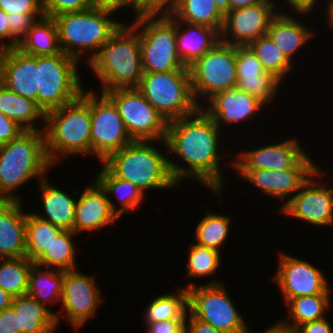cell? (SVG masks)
Segmentation results:
<instances>
[{
    "label": "cell",
    "instance_id": "1",
    "mask_svg": "<svg viewBox=\"0 0 333 333\" xmlns=\"http://www.w3.org/2000/svg\"><path fill=\"white\" fill-rule=\"evenodd\" d=\"M221 131L201 108L191 115L168 122L164 149L185 163L181 165L168 158L171 176L178 185L187 178H194L192 180L200 182L221 199L225 185L220 166L223 156L219 151Z\"/></svg>",
    "mask_w": 333,
    "mask_h": 333
},
{
    "label": "cell",
    "instance_id": "2",
    "mask_svg": "<svg viewBox=\"0 0 333 333\" xmlns=\"http://www.w3.org/2000/svg\"><path fill=\"white\" fill-rule=\"evenodd\" d=\"M51 167L43 130H24L0 145V200L23 201L18 188L33 178L40 182Z\"/></svg>",
    "mask_w": 333,
    "mask_h": 333
},
{
    "label": "cell",
    "instance_id": "3",
    "mask_svg": "<svg viewBox=\"0 0 333 333\" xmlns=\"http://www.w3.org/2000/svg\"><path fill=\"white\" fill-rule=\"evenodd\" d=\"M87 64L103 86L101 93L137 88L144 74L138 31L124 21Z\"/></svg>",
    "mask_w": 333,
    "mask_h": 333
},
{
    "label": "cell",
    "instance_id": "4",
    "mask_svg": "<svg viewBox=\"0 0 333 333\" xmlns=\"http://www.w3.org/2000/svg\"><path fill=\"white\" fill-rule=\"evenodd\" d=\"M44 133L52 165L70 155H91L90 90L83 89L73 102L47 112Z\"/></svg>",
    "mask_w": 333,
    "mask_h": 333
},
{
    "label": "cell",
    "instance_id": "5",
    "mask_svg": "<svg viewBox=\"0 0 333 333\" xmlns=\"http://www.w3.org/2000/svg\"><path fill=\"white\" fill-rule=\"evenodd\" d=\"M157 142L165 146V141H133L101 164L115 177L136 185L144 194L149 189L171 190L178 184L171 176L167 153L165 156L158 145L154 146Z\"/></svg>",
    "mask_w": 333,
    "mask_h": 333
},
{
    "label": "cell",
    "instance_id": "6",
    "mask_svg": "<svg viewBox=\"0 0 333 333\" xmlns=\"http://www.w3.org/2000/svg\"><path fill=\"white\" fill-rule=\"evenodd\" d=\"M114 13L96 9L63 13L54 16L58 28L61 51L80 62L82 55L89 53L87 63L98 53L120 28L123 21L110 17ZM117 21H116V20ZM91 54V55H90Z\"/></svg>",
    "mask_w": 333,
    "mask_h": 333
},
{
    "label": "cell",
    "instance_id": "7",
    "mask_svg": "<svg viewBox=\"0 0 333 333\" xmlns=\"http://www.w3.org/2000/svg\"><path fill=\"white\" fill-rule=\"evenodd\" d=\"M131 23L139 34L144 73L188 68L177 53L176 22L167 13L150 12Z\"/></svg>",
    "mask_w": 333,
    "mask_h": 333
},
{
    "label": "cell",
    "instance_id": "8",
    "mask_svg": "<svg viewBox=\"0 0 333 333\" xmlns=\"http://www.w3.org/2000/svg\"><path fill=\"white\" fill-rule=\"evenodd\" d=\"M137 89L167 122L191 115L200 108L192 92L188 68L144 73Z\"/></svg>",
    "mask_w": 333,
    "mask_h": 333
},
{
    "label": "cell",
    "instance_id": "9",
    "mask_svg": "<svg viewBox=\"0 0 333 333\" xmlns=\"http://www.w3.org/2000/svg\"><path fill=\"white\" fill-rule=\"evenodd\" d=\"M79 62L63 52L37 56L38 106L47 112L76 100L82 90Z\"/></svg>",
    "mask_w": 333,
    "mask_h": 333
},
{
    "label": "cell",
    "instance_id": "10",
    "mask_svg": "<svg viewBox=\"0 0 333 333\" xmlns=\"http://www.w3.org/2000/svg\"><path fill=\"white\" fill-rule=\"evenodd\" d=\"M204 285L188 283V311L197 319L207 322L224 333H253L229 297L220 280H208Z\"/></svg>",
    "mask_w": 333,
    "mask_h": 333
},
{
    "label": "cell",
    "instance_id": "11",
    "mask_svg": "<svg viewBox=\"0 0 333 333\" xmlns=\"http://www.w3.org/2000/svg\"><path fill=\"white\" fill-rule=\"evenodd\" d=\"M188 69L192 92L201 108V97L207 102L215 94L236 87V46L220 41Z\"/></svg>",
    "mask_w": 333,
    "mask_h": 333
},
{
    "label": "cell",
    "instance_id": "12",
    "mask_svg": "<svg viewBox=\"0 0 333 333\" xmlns=\"http://www.w3.org/2000/svg\"><path fill=\"white\" fill-rule=\"evenodd\" d=\"M116 106L133 141H165L168 122L137 88L103 92Z\"/></svg>",
    "mask_w": 333,
    "mask_h": 333
},
{
    "label": "cell",
    "instance_id": "13",
    "mask_svg": "<svg viewBox=\"0 0 333 333\" xmlns=\"http://www.w3.org/2000/svg\"><path fill=\"white\" fill-rule=\"evenodd\" d=\"M100 94L90 89L91 156L101 164L133 140L114 103Z\"/></svg>",
    "mask_w": 333,
    "mask_h": 333
},
{
    "label": "cell",
    "instance_id": "14",
    "mask_svg": "<svg viewBox=\"0 0 333 333\" xmlns=\"http://www.w3.org/2000/svg\"><path fill=\"white\" fill-rule=\"evenodd\" d=\"M96 282V277L83 274L78 269L64 271L61 307L60 311L55 313L57 326L60 317H63L78 330L96 316L103 300L101 289Z\"/></svg>",
    "mask_w": 333,
    "mask_h": 333
},
{
    "label": "cell",
    "instance_id": "15",
    "mask_svg": "<svg viewBox=\"0 0 333 333\" xmlns=\"http://www.w3.org/2000/svg\"><path fill=\"white\" fill-rule=\"evenodd\" d=\"M320 170L316 164L315 173L279 209V213L295 217L307 222L306 224H312V226H333V196L330 187L319 180L325 175V172Z\"/></svg>",
    "mask_w": 333,
    "mask_h": 333
},
{
    "label": "cell",
    "instance_id": "16",
    "mask_svg": "<svg viewBox=\"0 0 333 333\" xmlns=\"http://www.w3.org/2000/svg\"><path fill=\"white\" fill-rule=\"evenodd\" d=\"M278 268L273 275L284 302L298 296L330 294V283L323 271L304 259L285 253H278Z\"/></svg>",
    "mask_w": 333,
    "mask_h": 333
},
{
    "label": "cell",
    "instance_id": "17",
    "mask_svg": "<svg viewBox=\"0 0 333 333\" xmlns=\"http://www.w3.org/2000/svg\"><path fill=\"white\" fill-rule=\"evenodd\" d=\"M277 7L276 1L263 0L252 6L230 10L224 16L221 42L248 46L258 37L266 35L272 19L279 12Z\"/></svg>",
    "mask_w": 333,
    "mask_h": 333
},
{
    "label": "cell",
    "instance_id": "18",
    "mask_svg": "<svg viewBox=\"0 0 333 333\" xmlns=\"http://www.w3.org/2000/svg\"><path fill=\"white\" fill-rule=\"evenodd\" d=\"M315 168L316 163L307 154L294 168L286 171L265 169H235V171L239 177L255 185L264 195L286 200L280 206L281 209L315 173Z\"/></svg>",
    "mask_w": 333,
    "mask_h": 333
},
{
    "label": "cell",
    "instance_id": "19",
    "mask_svg": "<svg viewBox=\"0 0 333 333\" xmlns=\"http://www.w3.org/2000/svg\"><path fill=\"white\" fill-rule=\"evenodd\" d=\"M298 138L285 139L274 144L238 152L230 163L234 169H265L286 171L294 168L308 153L300 146Z\"/></svg>",
    "mask_w": 333,
    "mask_h": 333
},
{
    "label": "cell",
    "instance_id": "20",
    "mask_svg": "<svg viewBox=\"0 0 333 333\" xmlns=\"http://www.w3.org/2000/svg\"><path fill=\"white\" fill-rule=\"evenodd\" d=\"M236 88L258 98L265 105L273 102L282 82L264 70L248 46H236ZM272 101V102H271Z\"/></svg>",
    "mask_w": 333,
    "mask_h": 333
},
{
    "label": "cell",
    "instance_id": "21",
    "mask_svg": "<svg viewBox=\"0 0 333 333\" xmlns=\"http://www.w3.org/2000/svg\"><path fill=\"white\" fill-rule=\"evenodd\" d=\"M263 107L265 108L266 105L258 98L235 87L215 94L205 104H202L201 109L222 130L221 126H224V123L236 125L239 122L250 121V118L261 112L260 109Z\"/></svg>",
    "mask_w": 333,
    "mask_h": 333
},
{
    "label": "cell",
    "instance_id": "22",
    "mask_svg": "<svg viewBox=\"0 0 333 333\" xmlns=\"http://www.w3.org/2000/svg\"><path fill=\"white\" fill-rule=\"evenodd\" d=\"M80 194L75 205L73 231H96L107 225H114L119 217L112 211L105 191L94 180Z\"/></svg>",
    "mask_w": 333,
    "mask_h": 333
},
{
    "label": "cell",
    "instance_id": "23",
    "mask_svg": "<svg viewBox=\"0 0 333 333\" xmlns=\"http://www.w3.org/2000/svg\"><path fill=\"white\" fill-rule=\"evenodd\" d=\"M22 201L0 200V259L26 257V213Z\"/></svg>",
    "mask_w": 333,
    "mask_h": 333
},
{
    "label": "cell",
    "instance_id": "24",
    "mask_svg": "<svg viewBox=\"0 0 333 333\" xmlns=\"http://www.w3.org/2000/svg\"><path fill=\"white\" fill-rule=\"evenodd\" d=\"M166 13L176 22V49L186 67L191 66L221 41V33L217 29L183 22L170 11Z\"/></svg>",
    "mask_w": 333,
    "mask_h": 333
},
{
    "label": "cell",
    "instance_id": "25",
    "mask_svg": "<svg viewBox=\"0 0 333 333\" xmlns=\"http://www.w3.org/2000/svg\"><path fill=\"white\" fill-rule=\"evenodd\" d=\"M4 86L38 104L37 56L9 49L4 66Z\"/></svg>",
    "mask_w": 333,
    "mask_h": 333
},
{
    "label": "cell",
    "instance_id": "26",
    "mask_svg": "<svg viewBox=\"0 0 333 333\" xmlns=\"http://www.w3.org/2000/svg\"><path fill=\"white\" fill-rule=\"evenodd\" d=\"M292 15L285 11L278 12L270 23L267 35L293 64L294 55L313 38V30L296 19L297 14Z\"/></svg>",
    "mask_w": 333,
    "mask_h": 333
},
{
    "label": "cell",
    "instance_id": "27",
    "mask_svg": "<svg viewBox=\"0 0 333 333\" xmlns=\"http://www.w3.org/2000/svg\"><path fill=\"white\" fill-rule=\"evenodd\" d=\"M45 177L38 183L41 193L42 210L44 215L34 213L38 218L48 221L62 230L73 231L75 205L77 200L72 195H68L66 191L57 188L47 181ZM72 196V197H71Z\"/></svg>",
    "mask_w": 333,
    "mask_h": 333
},
{
    "label": "cell",
    "instance_id": "28",
    "mask_svg": "<svg viewBox=\"0 0 333 333\" xmlns=\"http://www.w3.org/2000/svg\"><path fill=\"white\" fill-rule=\"evenodd\" d=\"M102 167L95 181L105 191L112 211L121 219L122 214L128 212L126 215H129L139 209L144 203L145 194L133 183L115 177L103 164ZM111 194L119 200V208L111 199Z\"/></svg>",
    "mask_w": 333,
    "mask_h": 333
},
{
    "label": "cell",
    "instance_id": "29",
    "mask_svg": "<svg viewBox=\"0 0 333 333\" xmlns=\"http://www.w3.org/2000/svg\"><path fill=\"white\" fill-rule=\"evenodd\" d=\"M11 307L18 315L20 333H55V312L36 299L24 295L14 297Z\"/></svg>",
    "mask_w": 333,
    "mask_h": 333
},
{
    "label": "cell",
    "instance_id": "30",
    "mask_svg": "<svg viewBox=\"0 0 333 333\" xmlns=\"http://www.w3.org/2000/svg\"><path fill=\"white\" fill-rule=\"evenodd\" d=\"M0 112L14 120L24 130L45 129L46 114L37 102L24 98L5 86L0 88ZM40 119L43 120L41 125L43 128L36 125Z\"/></svg>",
    "mask_w": 333,
    "mask_h": 333
},
{
    "label": "cell",
    "instance_id": "31",
    "mask_svg": "<svg viewBox=\"0 0 333 333\" xmlns=\"http://www.w3.org/2000/svg\"><path fill=\"white\" fill-rule=\"evenodd\" d=\"M17 49L31 56L61 53L55 20L46 16L37 20L20 40Z\"/></svg>",
    "mask_w": 333,
    "mask_h": 333
},
{
    "label": "cell",
    "instance_id": "32",
    "mask_svg": "<svg viewBox=\"0 0 333 333\" xmlns=\"http://www.w3.org/2000/svg\"><path fill=\"white\" fill-rule=\"evenodd\" d=\"M331 294H315L311 296H298L289 300L287 306V319H280L277 323L286 329L294 330L296 327L326 317ZM289 318V319H288Z\"/></svg>",
    "mask_w": 333,
    "mask_h": 333
},
{
    "label": "cell",
    "instance_id": "33",
    "mask_svg": "<svg viewBox=\"0 0 333 333\" xmlns=\"http://www.w3.org/2000/svg\"><path fill=\"white\" fill-rule=\"evenodd\" d=\"M63 279L64 271L33 263L28 277L27 295L46 307L47 304H61Z\"/></svg>",
    "mask_w": 333,
    "mask_h": 333
},
{
    "label": "cell",
    "instance_id": "34",
    "mask_svg": "<svg viewBox=\"0 0 333 333\" xmlns=\"http://www.w3.org/2000/svg\"><path fill=\"white\" fill-rule=\"evenodd\" d=\"M74 235H76L74 231L61 230L34 263L60 271L78 269L76 266L77 249L73 243Z\"/></svg>",
    "mask_w": 333,
    "mask_h": 333
},
{
    "label": "cell",
    "instance_id": "35",
    "mask_svg": "<svg viewBox=\"0 0 333 333\" xmlns=\"http://www.w3.org/2000/svg\"><path fill=\"white\" fill-rule=\"evenodd\" d=\"M144 310V324L166 320H185L188 311V290L179 287L176 294L158 295Z\"/></svg>",
    "mask_w": 333,
    "mask_h": 333
},
{
    "label": "cell",
    "instance_id": "36",
    "mask_svg": "<svg viewBox=\"0 0 333 333\" xmlns=\"http://www.w3.org/2000/svg\"><path fill=\"white\" fill-rule=\"evenodd\" d=\"M170 12L183 22L213 27L220 33L222 31L224 16L214 0H180Z\"/></svg>",
    "mask_w": 333,
    "mask_h": 333
},
{
    "label": "cell",
    "instance_id": "37",
    "mask_svg": "<svg viewBox=\"0 0 333 333\" xmlns=\"http://www.w3.org/2000/svg\"><path fill=\"white\" fill-rule=\"evenodd\" d=\"M231 222L230 216L209 212L208 209L195 228V244L221 253L220 249L227 241Z\"/></svg>",
    "mask_w": 333,
    "mask_h": 333
},
{
    "label": "cell",
    "instance_id": "38",
    "mask_svg": "<svg viewBox=\"0 0 333 333\" xmlns=\"http://www.w3.org/2000/svg\"><path fill=\"white\" fill-rule=\"evenodd\" d=\"M248 47L260 60L264 70L273 74L281 82H284V78L288 77L287 74L294 69V64L286 58L267 34L258 37Z\"/></svg>",
    "mask_w": 333,
    "mask_h": 333
},
{
    "label": "cell",
    "instance_id": "39",
    "mask_svg": "<svg viewBox=\"0 0 333 333\" xmlns=\"http://www.w3.org/2000/svg\"><path fill=\"white\" fill-rule=\"evenodd\" d=\"M33 263L27 257L0 259V287L12 297L27 295Z\"/></svg>",
    "mask_w": 333,
    "mask_h": 333
},
{
    "label": "cell",
    "instance_id": "40",
    "mask_svg": "<svg viewBox=\"0 0 333 333\" xmlns=\"http://www.w3.org/2000/svg\"><path fill=\"white\" fill-rule=\"evenodd\" d=\"M62 229L42 220L34 212L26 213V257L35 261Z\"/></svg>",
    "mask_w": 333,
    "mask_h": 333
},
{
    "label": "cell",
    "instance_id": "41",
    "mask_svg": "<svg viewBox=\"0 0 333 333\" xmlns=\"http://www.w3.org/2000/svg\"><path fill=\"white\" fill-rule=\"evenodd\" d=\"M188 253V263L186 265L187 277L214 276L221 266V253L195 243L190 244Z\"/></svg>",
    "mask_w": 333,
    "mask_h": 333
},
{
    "label": "cell",
    "instance_id": "42",
    "mask_svg": "<svg viewBox=\"0 0 333 333\" xmlns=\"http://www.w3.org/2000/svg\"><path fill=\"white\" fill-rule=\"evenodd\" d=\"M44 16V13H23L22 15L8 13L7 20L10 29V49L17 48L18 43L26 35L30 27Z\"/></svg>",
    "mask_w": 333,
    "mask_h": 333
},
{
    "label": "cell",
    "instance_id": "43",
    "mask_svg": "<svg viewBox=\"0 0 333 333\" xmlns=\"http://www.w3.org/2000/svg\"><path fill=\"white\" fill-rule=\"evenodd\" d=\"M43 12L46 17L78 12L90 9L93 6V0H42Z\"/></svg>",
    "mask_w": 333,
    "mask_h": 333
},
{
    "label": "cell",
    "instance_id": "44",
    "mask_svg": "<svg viewBox=\"0 0 333 333\" xmlns=\"http://www.w3.org/2000/svg\"><path fill=\"white\" fill-rule=\"evenodd\" d=\"M93 6L96 9L116 13L123 8H133L134 19L140 18L142 15L150 13L149 0H93Z\"/></svg>",
    "mask_w": 333,
    "mask_h": 333
},
{
    "label": "cell",
    "instance_id": "45",
    "mask_svg": "<svg viewBox=\"0 0 333 333\" xmlns=\"http://www.w3.org/2000/svg\"><path fill=\"white\" fill-rule=\"evenodd\" d=\"M0 9L13 15L44 13L42 0H0Z\"/></svg>",
    "mask_w": 333,
    "mask_h": 333
},
{
    "label": "cell",
    "instance_id": "46",
    "mask_svg": "<svg viewBox=\"0 0 333 333\" xmlns=\"http://www.w3.org/2000/svg\"><path fill=\"white\" fill-rule=\"evenodd\" d=\"M24 129L0 112V145L16 138Z\"/></svg>",
    "mask_w": 333,
    "mask_h": 333
},
{
    "label": "cell",
    "instance_id": "47",
    "mask_svg": "<svg viewBox=\"0 0 333 333\" xmlns=\"http://www.w3.org/2000/svg\"><path fill=\"white\" fill-rule=\"evenodd\" d=\"M0 333H20L18 315L12 307L0 311Z\"/></svg>",
    "mask_w": 333,
    "mask_h": 333
},
{
    "label": "cell",
    "instance_id": "48",
    "mask_svg": "<svg viewBox=\"0 0 333 333\" xmlns=\"http://www.w3.org/2000/svg\"><path fill=\"white\" fill-rule=\"evenodd\" d=\"M333 326L327 317L304 323L296 327L293 331L295 333H333Z\"/></svg>",
    "mask_w": 333,
    "mask_h": 333
},
{
    "label": "cell",
    "instance_id": "49",
    "mask_svg": "<svg viewBox=\"0 0 333 333\" xmlns=\"http://www.w3.org/2000/svg\"><path fill=\"white\" fill-rule=\"evenodd\" d=\"M185 321L188 325L189 333H224L211 324L195 318L189 311L186 313Z\"/></svg>",
    "mask_w": 333,
    "mask_h": 333
},
{
    "label": "cell",
    "instance_id": "50",
    "mask_svg": "<svg viewBox=\"0 0 333 333\" xmlns=\"http://www.w3.org/2000/svg\"><path fill=\"white\" fill-rule=\"evenodd\" d=\"M185 320H166L160 322H149L145 324L147 333H173Z\"/></svg>",
    "mask_w": 333,
    "mask_h": 333
},
{
    "label": "cell",
    "instance_id": "51",
    "mask_svg": "<svg viewBox=\"0 0 333 333\" xmlns=\"http://www.w3.org/2000/svg\"><path fill=\"white\" fill-rule=\"evenodd\" d=\"M291 12L299 15L311 14L319 2L318 0H284Z\"/></svg>",
    "mask_w": 333,
    "mask_h": 333
},
{
    "label": "cell",
    "instance_id": "52",
    "mask_svg": "<svg viewBox=\"0 0 333 333\" xmlns=\"http://www.w3.org/2000/svg\"><path fill=\"white\" fill-rule=\"evenodd\" d=\"M0 47L10 49V29L7 14L2 9H0Z\"/></svg>",
    "mask_w": 333,
    "mask_h": 333
},
{
    "label": "cell",
    "instance_id": "53",
    "mask_svg": "<svg viewBox=\"0 0 333 333\" xmlns=\"http://www.w3.org/2000/svg\"><path fill=\"white\" fill-rule=\"evenodd\" d=\"M180 0H149L151 13L169 12Z\"/></svg>",
    "mask_w": 333,
    "mask_h": 333
},
{
    "label": "cell",
    "instance_id": "54",
    "mask_svg": "<svg viewBox=\"0 0 333 333\" xmlns=\"http://www.w3.org/2000/svg\"><path fill=\"white\" fill-rule=\"evenodd\" d=\"M229 1H230V10H235L258 4L263 0H229Z\"/></svg>",
    "mask_w": 333,
    "mask_h": 333
},
{
    "label": "cell",
    "instance_id": "55",
    "mask_svg": "<svg viewBox=\"0 0 333 333\" xmlns=\"http://www.w3.org/2000/svg\"><path fill=\"white\" fill-rule=\"evenodd\" d=\"M9 49L0 47V88L4 86V66Z\"/></svg>",
    "mask_w": 333,
    "mask_h": 333
},
{
    "label": "cell",
    "instance_id": "56",
    "mask_svg": "<svg viewBox=\"0 0 333 333\" xmlns=\"http://www.w3.org/2000/svg\"><path fill=\"white\" fill-rule=\"evenodd\" d=\"M14 297H12L9 293L5 292L0 287V311L3 309L11 307L12 300Z\"/></svg>",
    "mask_w": 333,
    "mask_h": 333
},
{
    "label": "cell",
    "instance_id": "57",
    "mask_svg": "<svg viewBox=\"0 0 333 333\" xmlns=\"http://www.w3.org/2000/svg\"><path fill=\"white\" fill-rule=\"evenodd\" d=\"M326 3L325 4V11H326V14L325 16L327 17L326 18V22H327V25L329 28H331V30L333 29V0H326Z\"/></svg>",
    "mask_w": 333,
    "mask_h": 333
},
{
    "label": "cell",
    "instance_id": "58",
    "mask_svg": "<svg viewBox=\"0 0 333 333\" xmlns=\"http://www.w3.org/2000/svg\"><path fill=\"white\" fill-rule=\"evenodd\" d=\"M215 6L219 12L225 16L230 11V1L229 0H214Z\"/></svg>",
    "mask_w": 333,
    "mask_h": 333
},
{
    "label": "cell",
    "instance_id": "59",
    "mask_svg": "<svg viewBox=\"0 0 333 333\" xmlns=\"http://www.w3.org/2000/svg\"><path fill=\"white\" fill-rule=\"evenodd\" d=\"M260 333H295V332L293 330L283 328L277 322H275V324H272L271 327L266 328V330Z\"/></svg>",
    "mask_w": 333,
    "mask_h": 333
},
{
    "label": "cell",
    "instance_id": "60",
    "mask_svg": "<svg viewBox=\"0 0 333 333\" xmlns=\"http://www.w3.org/2000/svg\"><path fill=\"white\" fill-rule=\"evenodd\" d=\"M173 333H189L186 321Z\"/></svg>",
    "mask_w": 333,
    "mask_h": 333
},
{
    "label": "cell",
    "instance_id": "61",
    "mask_svg": "<svg viewBox=\"0 0 333 333\" xmlns=\"http://www.w3.org/2000/svg\"><path fill=\"white\" fill-rule=\"evenodd\" d=\"M333 182V181H332ZM333 185V184H332ZM332 192V196H333V186H329Z\"/></svg>",
    "mask_w": 333,
    "mask_h": 333
}]
</instances>
